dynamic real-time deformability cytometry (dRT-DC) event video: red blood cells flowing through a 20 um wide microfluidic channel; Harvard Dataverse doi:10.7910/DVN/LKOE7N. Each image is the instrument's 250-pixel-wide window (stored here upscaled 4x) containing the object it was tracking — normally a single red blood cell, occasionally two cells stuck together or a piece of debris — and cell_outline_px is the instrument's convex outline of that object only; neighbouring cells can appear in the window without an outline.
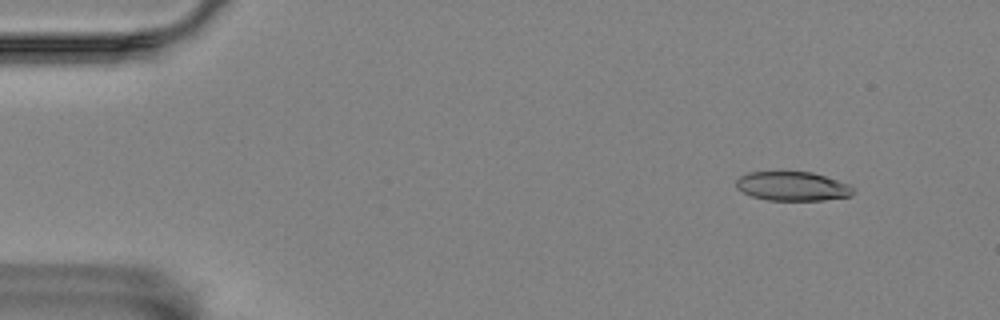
{"species": "Egyptian fruit bat (a non-hibernating species)", "species_latin": "Rousettus aegyptiacus", "temperature_condition": "room temperature", "stored_images_in_passage": 3, "camera_frame_rate_fps": 3000, "um_per_image_px": 0.085, "animal": {"sex": "female"}, "frame": {"image": 1, "passage_image": 1, "time_ms": 0.0, "image_size_px": [1000, 320], "cell_outline_px": [[852, 196], [824, 200], [768, 200], [752, 196], [736, 188], [736, 180], [740, 176], [748, 172], [812, 172], [848, 184], [852, 188]], "centroid_in_image_um": [67.33, 15.83], "position_along_channel_um": 17.7, "area_um2": 19.65}}